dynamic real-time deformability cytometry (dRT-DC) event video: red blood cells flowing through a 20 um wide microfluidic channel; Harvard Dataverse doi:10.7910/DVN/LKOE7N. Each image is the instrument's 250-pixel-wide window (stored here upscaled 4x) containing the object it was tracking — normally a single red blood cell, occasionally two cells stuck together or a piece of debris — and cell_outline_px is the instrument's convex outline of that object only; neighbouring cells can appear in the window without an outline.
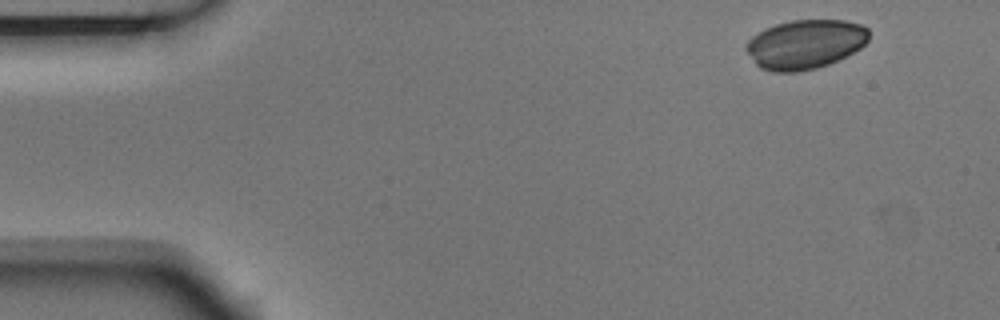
{"species": "Egyptian fruit bat (a non-hibernating species)", "species_latin": "Rousettus aegyptiacus", "temperature_condition": "room temperature", "stored_images_in_passage": 3, "camera_frame_rate_fps": 3000, "um_per_image_px": 0.085, "animal": {"sex": "male"}, "frame": {"image": 1, "passage_image": 1, "time_ms": 0.0, "image_size_px": [1000, 320], "cell_outline_px": [[868, 40], [860, 48], [828, 64], [816, 68], [800, 72], [772, 72], [760, 68], [756, 64], [744, 48], [748, 40], [752, 36], [776, 24], [792, 20], [844, 20], [860, 24], [868, 28]], "centroid_in_image_um": [68.42, 3.76], "position_along_channel_um": 16.6, "area_um2": 35.03}}